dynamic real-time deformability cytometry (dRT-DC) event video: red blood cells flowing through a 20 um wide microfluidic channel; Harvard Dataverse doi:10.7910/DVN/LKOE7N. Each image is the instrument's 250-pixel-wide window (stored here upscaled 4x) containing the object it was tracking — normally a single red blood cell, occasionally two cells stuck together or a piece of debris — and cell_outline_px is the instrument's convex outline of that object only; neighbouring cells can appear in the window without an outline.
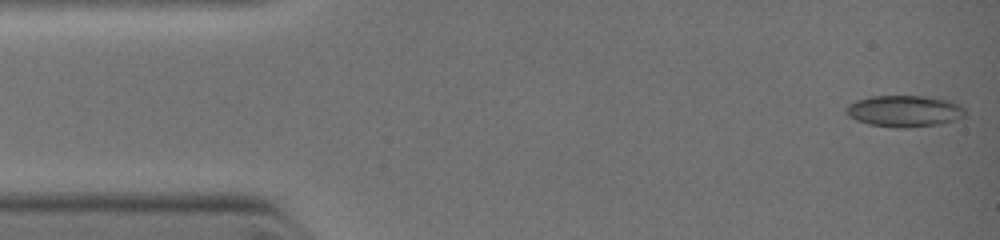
{"species": "common noctule bat (a hibernating species)", "species_latin": "Nyctalus noctula", "temperature_condition": "warm", "stored_images_in_passage": 9, "camera_frame_rate_fps": 3000, "um_per_image_px": 0.085, "animal": {"sex": "female", "body_mass_g": 19.0, "forearm_length_mm": 51.5}, "frame": {"image": 1, "passage_image": 1, "time_ms": 0.0, "image_size_px": [1000, 240], "cell_outline_px": [[968, 112], [964, 116], [940, 124], [908, 128], [896, 128], [868, 124], [856, 120], [848, 116], [848, 104], [856, 100], [872, 96], [924, 96], [948, 100], [960, 104]], "centroid_in_image_um": [76.9, 9.45], "position_along_channel_um": 8.1, "area_um2": 21.85}}